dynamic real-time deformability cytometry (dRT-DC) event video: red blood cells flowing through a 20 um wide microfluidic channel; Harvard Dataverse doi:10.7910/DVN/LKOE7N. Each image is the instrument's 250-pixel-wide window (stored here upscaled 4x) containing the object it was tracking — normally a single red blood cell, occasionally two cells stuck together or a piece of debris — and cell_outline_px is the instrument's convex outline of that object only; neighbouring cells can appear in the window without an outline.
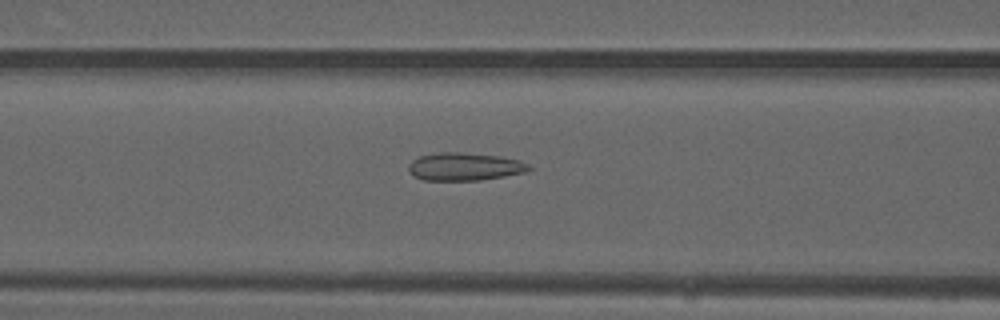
{"species": "common noctule bat (a hibernating species)", "species_latin": "Nyctalus noctula", "temperature_condition": "warm", "stored_images_in_passage": 49, "camera_frame_rate_fps": 3000, "um_per_image_px": 0.085, "animal": {"sex": "male", "forearm_length_mm": 52.5}, "frame": {"image": 1, "passage_image": 20, "time_ms": 6.333, "image_size_px": [1000, 320], "cell_outline_px": [[532, 168], [524, 172], [504, 176], [480, 180], [424, 180], [412, 176], [408, 172], [408, 164], [412, 160], [420, 156], [440, 152], [460, 152], [500, 156], [520, 160], [528, 164]], "centroid_in_image_um": [39.45, 14.16], "position_along_channel_um": 127.1, "area_um2": 19.59}}
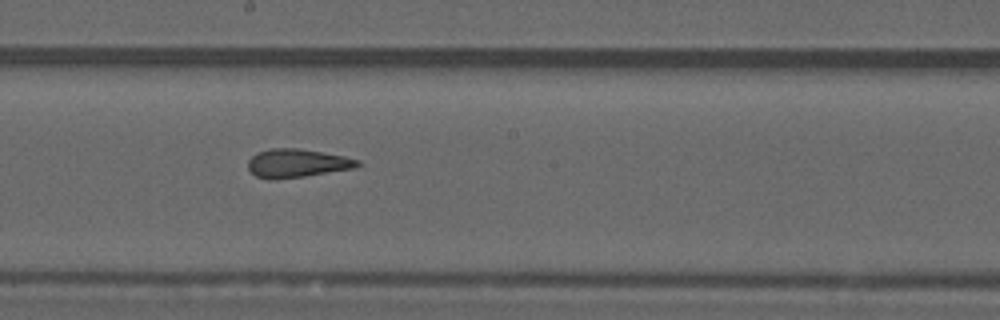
{"frame": {"image": 2, "passage_image": 27, "time_ms": 8.667, "image_size_px": [1000, 320], "cell_outline_px": [[364, 164], [356, 168], [304, 176], [272, 180], [256, 176], [248, 168], [248, 160], [256, 152], [272, 148], [300, 148], [344, 156], [360, 160]], "centroid_in_image_um": [25.28, 13.87], "position_along_channel_um": 222.9, "area_um2": 18.32}}
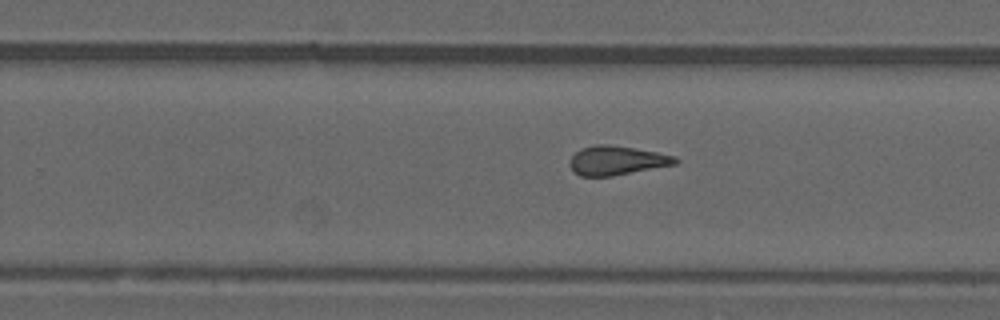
{"frame": {"image": 3, "passage_image": 31, "time_ms": 10.0, "image_size_px": [1000, 320], "cell_outline_px": [[680, 160], [676, 164], [612, 176], [580, 176], [568, 164], [568, 160], [580, 148], [596, 144], [608, 144], [656, 152], [676, 156]], "centroid_in_image_um": [52.41, 13.63], "position_along_channel_um": 277.4, "area_um2": 17.86}, "authors_computed_cell_mechanics": {"area_um2": 18.6694, "velocity_mm_per_s": 4.1119, "shape_relaxation_time_tau1_ms": null, "shape_relaxation_time_tau2_ms": 1.0642, "deformation_change_tau1": null, "deformation_change_tau2": 0.1028}}